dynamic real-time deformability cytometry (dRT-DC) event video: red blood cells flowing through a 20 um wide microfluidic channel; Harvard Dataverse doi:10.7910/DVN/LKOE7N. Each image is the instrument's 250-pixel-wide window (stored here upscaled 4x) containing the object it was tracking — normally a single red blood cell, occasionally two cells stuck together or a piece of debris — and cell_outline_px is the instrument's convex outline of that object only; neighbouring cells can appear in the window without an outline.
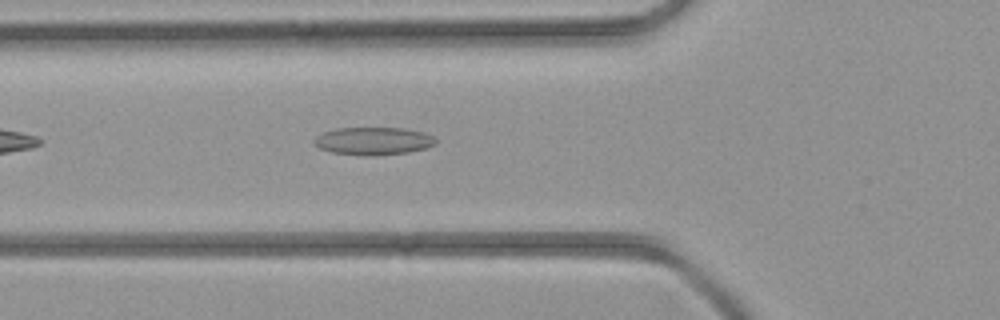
{"species": "common noctule bat (a hibernating species)", "species_latin": "Nyctalus noctula", "temperature_condition": "room temperature", "stored_images_in_passage": 3, "camera_frame_rate_fps": 3000, "um_per_image_px": 0.085, "animal": {"sex": "female", "body_mass_g": 21.9}, "frame": {"image": 1, "passage_image": 3, "time_ms": 2.333, "image_size_px": [1000, 320], "cell_outline_px": [[436, 144], [428, 148], [408, 152], [368, 156], [364, 156], [332, 152], [320, 148], [312, 144], [312, 140], [316, 136], [324, 132], [336, 128], [404, 128], [424, 132], [432, 136], [436, 140]], "centroid_in_image_um": [31.72, 11.98], "position_along_channel_um": 94.1, "area_um2": 19.77}}